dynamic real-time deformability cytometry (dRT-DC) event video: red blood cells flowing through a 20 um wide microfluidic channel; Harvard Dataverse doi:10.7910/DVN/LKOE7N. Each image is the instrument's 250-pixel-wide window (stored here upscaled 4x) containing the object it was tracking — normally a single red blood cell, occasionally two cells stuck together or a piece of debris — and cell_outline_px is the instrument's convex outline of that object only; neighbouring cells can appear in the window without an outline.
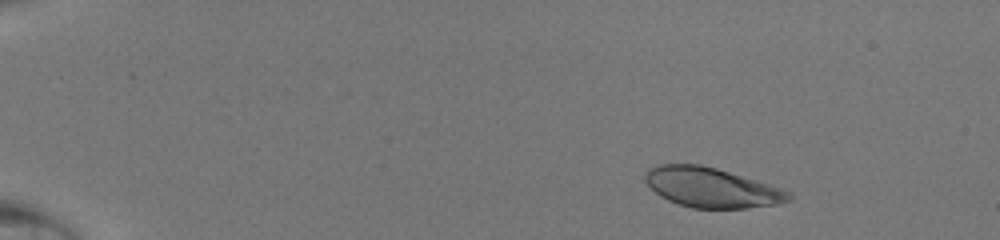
{"species": "human", "species_latin": "Homo sapiens", "temperature_condition": "room temperature", "stored_images_in_passage": 41, "camera_frame_rate_fps": 3000, "um_per_image_px": 0.085, "donor": {"sex": "male"}, "frame": {"image": 1, "passage_image": 1, "time_ms": 0.0, "image_size_px": [1000, 240], "cell_outline_px": [[792, 200], [776, 204], [744, 208], [692, 208], [668, 200], [660, 196], [644, 180], [644, 176], [652, 168], [660, 164], [700, 164], [716, 168], [768, 184], [792, 192]], "centroid_in_image_um": [60.5, 15.95], "position_along_channel_um": 24.5, "area_um2": 32.83}}
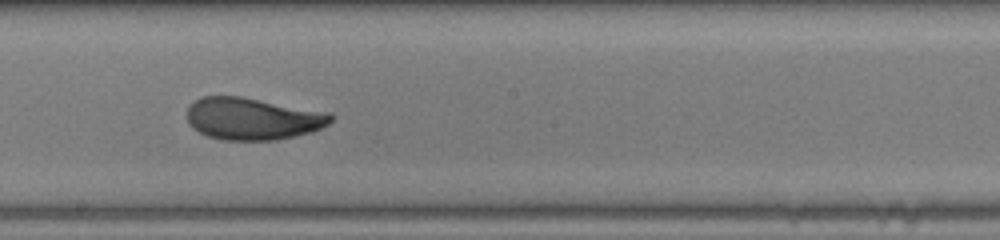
{"frame": {"image": 2, "passage_image": 23, "time_ms": 7.333, "image_size_px": [1000, 240], "cell_outline_px": [[332, 120], [328, 124], [312, 132], [276, 140], [224, 140], [208, 136], [192, 128], [188, 124], [188, 108], [200, 96], [240, 96], [332, 112]], "centroid_in_image_um": [21.5, 10.08], "position_along_channel_um": 226.7, "area_um2": 35.43}}
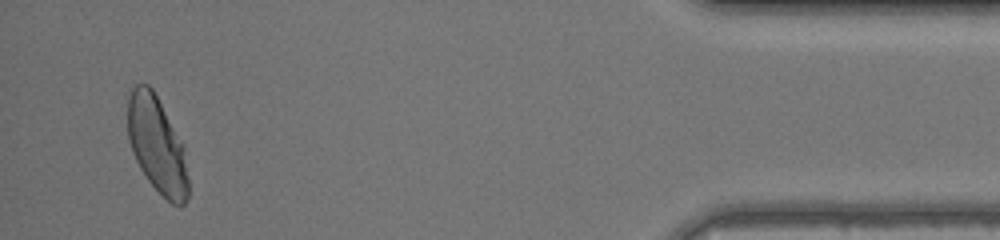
{"frame": {"image": 3, "passage_image": 40, "time_ms": 13.0, "image_size_px": [1000, 240], "cell_outline_px": [[188, 196], [184, 204], [180, 208], [172, 204], [148, 180], [140, 168], [132, 152], [128, 140], [128, 88], [136, 84], [148, 84], [152, 88], [184, 144], [188, 180]], "centroid_in_image_um": [13.34, 12.29], "position_along_channel_um": 421.9, "area_um2": 34.22}}